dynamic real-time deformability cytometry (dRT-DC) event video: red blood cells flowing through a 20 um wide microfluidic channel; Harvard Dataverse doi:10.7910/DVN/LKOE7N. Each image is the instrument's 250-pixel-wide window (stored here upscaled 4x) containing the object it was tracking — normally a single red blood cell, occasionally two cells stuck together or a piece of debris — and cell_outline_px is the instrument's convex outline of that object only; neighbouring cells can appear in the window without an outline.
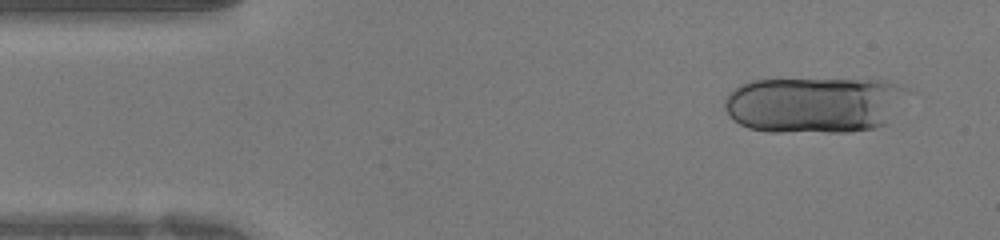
{"species": "human", "species_latin": "Homo sapiens", "temperature_condition": "warm", "stored_images_in_passage": 40, "segment_of_instrument_passage": [1, 2], "camera_frame_rate_fps": 3000, "um_per_image_px": 0.085, "donor": {"sex": "female"}, "frame": {"image": 1, "passage_image": 3, "time_ms": 0.667, "image_size_px": [1000, 240], "cell_outline_px": [[908, 88], [888, 124], [872, 128], [848, 132], [768, 132], [748, 128], [732, 120], [728, 116], [724, 108], [724, 100], [728, 92], [732, 88], [748, 80], [888, 80]], "centroid_in_image_um": [69.15, 8.91], "position_along_channel_um": 15.8, "area_um2": 60.34}}